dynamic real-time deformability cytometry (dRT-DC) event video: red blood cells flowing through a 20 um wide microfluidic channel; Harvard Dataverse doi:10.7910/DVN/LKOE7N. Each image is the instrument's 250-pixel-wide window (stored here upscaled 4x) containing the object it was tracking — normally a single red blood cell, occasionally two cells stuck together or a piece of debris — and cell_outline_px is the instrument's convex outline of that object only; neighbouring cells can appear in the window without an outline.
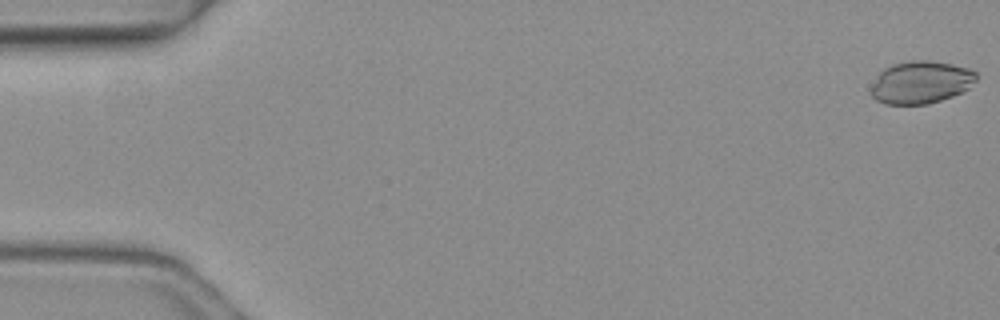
{"species": "common noctule bat (a hibernating species)", "species_latin": "Nyctalus noctula", "temperature_condition": "warm", "stored_images_in_passage": 5, "camera_frame_rate_fps": 3000, "um_per_image_px": 0.085, "animal": {"sex": "female", "body_mass_g": 19.3, "forearm_length_mm": 54.1}, "frame": {"image": 1, "passage_image": 1, "time_ms": 0.0, "image_size_px": [1000, 320], "cell_outline_px": [[976, 80], [968, 88], [952, 96], [928, 104], [884, 104], [876, 100], [868, 92], [876, 76], [884, 68], [892, 64], [912, 60], [924, 60], [952, 64], [968, 68], [976, 72]], "centroid_in_image_um": [78.22, 7.0], "position_along_channel_um": 6.8, "area_um2": 26.13}}
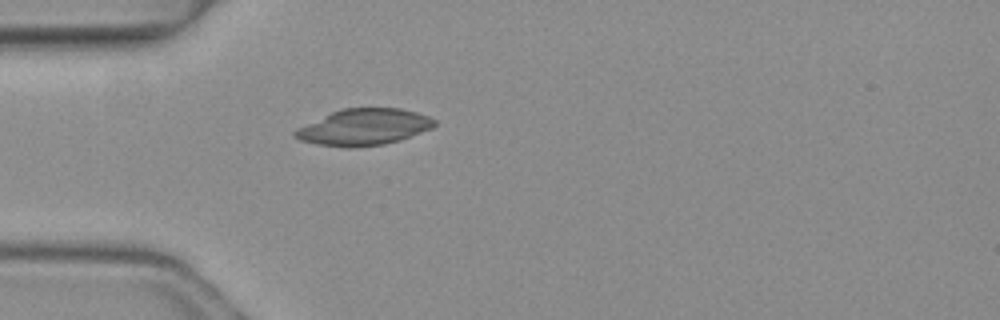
{"frame": {"image": 2, "passage_image": 5, "time_ms": 1.333, "image_size_px": [1000, 320], "cell_outline_px": [[436, 124], [432, 128], [384, 144], [348, 148], [316, 144], [300, 140], [292, 136], [292, 132], [296, 128], [332, 112], [344, 108], [400, 108], [416, 112], [428, 116], [436, 120]], "centroid_in_image_um": [30.88, 10.8], "position_along_channel_um": 54.1, "area_um2": 29.3}}